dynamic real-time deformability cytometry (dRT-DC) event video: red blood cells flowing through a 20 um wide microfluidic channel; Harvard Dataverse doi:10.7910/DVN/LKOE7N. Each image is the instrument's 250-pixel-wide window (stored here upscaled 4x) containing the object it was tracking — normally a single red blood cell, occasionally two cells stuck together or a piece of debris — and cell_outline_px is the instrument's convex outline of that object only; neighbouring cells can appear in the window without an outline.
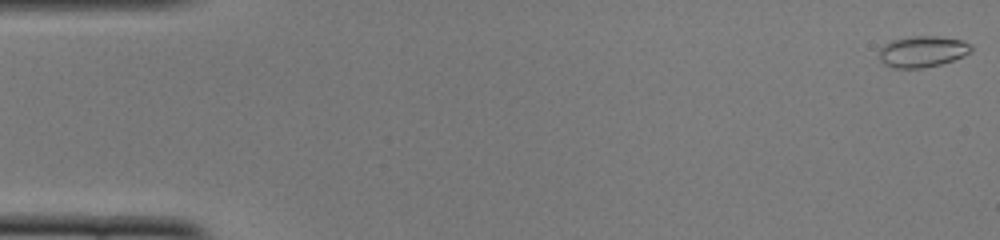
{"species": "common noctule bat (a hibernating species)", "species_latin": "Nyctalus noctula", "temperature_condition": "cold", "stored_images_in_passage": 9, "camera_frame_rate_fps": 3000, "um_per_image_px": 0.085, "animal": {"sex": "female", "body_mass_g": 22.0, "forearm_length_mm": 56.7}, "frame": {"image": 1, "passage_image": 1, "time_ms": 0.0, "image_size_px": [1000, 240], "cell_outline_px": [[972, 52], [964, 56], [940, 64], [924, 68], [892, 68], [884, 64], [880, 60], [880, 48], [884, 44], [892, 40], [912, 36], [940, 36], [960, 40], [972, 44]], "centroid_in_image_um": [78.42, 4.38], "position_along_channel_um": 6.6, "area_um2": 16.82}}